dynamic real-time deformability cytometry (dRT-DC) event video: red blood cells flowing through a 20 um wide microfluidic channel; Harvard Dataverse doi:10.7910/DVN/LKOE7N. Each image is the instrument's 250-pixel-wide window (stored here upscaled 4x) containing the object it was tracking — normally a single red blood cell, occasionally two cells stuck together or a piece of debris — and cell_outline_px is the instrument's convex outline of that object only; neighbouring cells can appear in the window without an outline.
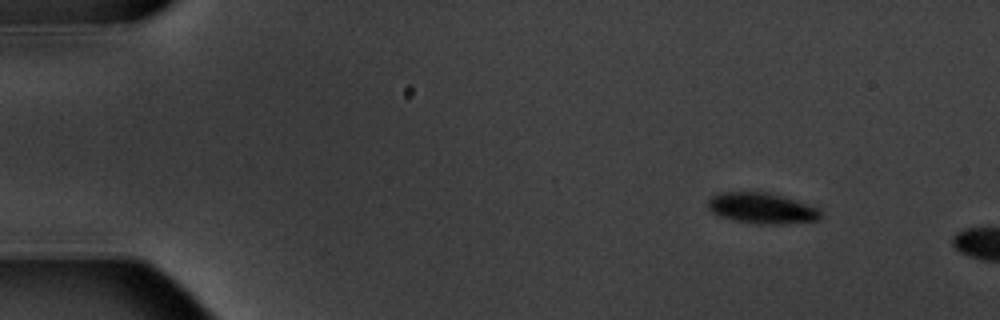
{"species": "common noctule bat (a hibernating species)", "species_latin": "Nyctalus noctula", "temperature_condition": "warm", "stored_images_in_passage": 4, "camera_frame_rate_fps": 3000, "um_per_image_px": 0.085, "animal": {"sex": "male", "body_mass_g": 20.1, "forearm_length_mm": 53.5}, "frame": {"image": 1, "passage_image": 2, "time_ms": 1.333, "image_size_px": [1000, 320], "cell_outline_px": [[820, 220], [784, 224], [756, 224], [732, 220], [720, 216], [712, 212], [708, 208], [708, 200], [712, 196], [720, 192], [768, 192], [796, 200], [820, 208]], "centroid_in_image_um": [64.76, 17.7], "position_along_channel_um": 20.2, "area_um2": 20.35}}